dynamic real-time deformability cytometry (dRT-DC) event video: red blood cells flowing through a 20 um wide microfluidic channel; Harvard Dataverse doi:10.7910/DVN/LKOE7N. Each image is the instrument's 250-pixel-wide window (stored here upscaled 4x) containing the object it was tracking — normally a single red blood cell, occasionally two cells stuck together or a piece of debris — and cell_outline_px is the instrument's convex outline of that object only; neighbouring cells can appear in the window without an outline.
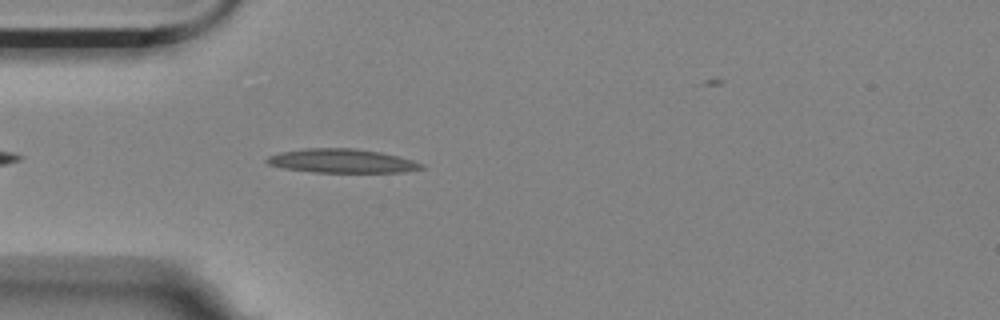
{"species": "Egyptian fruit bat (a non-hibernating species)", "species_latin": "Rousettus aegyptiacus", "temperature_condition": "room temperature", "stored_images_in_passage": 16, "camera_frame_rate_fps": 3000, "um_per_image_px": 0.085, "animal": {"sex": "female"}, "frame": {"image": 1, "passage_image": 2, "time_ms": 0.333, "image_size_px": [1000, 320], "cell_outline_px": [[424, 168], [404, 172], [312, 172], [284, 168], [268, 164], [264, 160], [268, 156], [280, 152], [304, 148], [352, 148], [380, 152], [412, 160], [424, 164]], "centroid_in_image_um": [29.03, 13.68], "position_along_channel_um": 56.0, "area_um2": 21.44}}
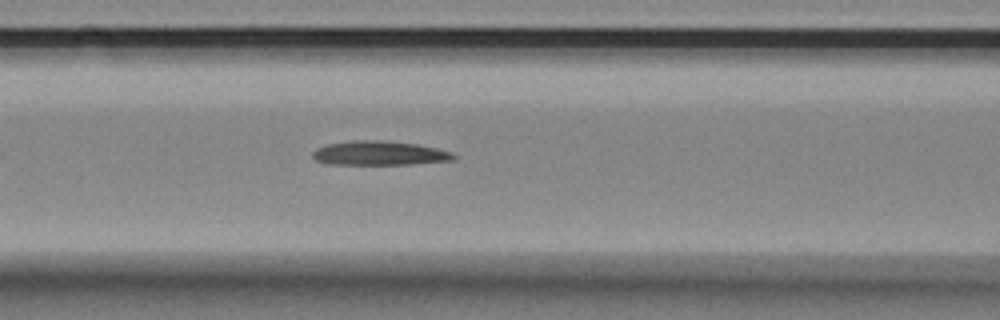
{"frame": {"image": 2, "passage_image": 9, "time_ms": 2.667, "image_size_px": [1000, 320], "cell_outline_px": [[456, 156], [452, 160], [408, 164], [328, 164], [316, 160], [312, 156], [312, 152], [316, 148], [328, 144], [352, 140], [384, 140], [416, 144], [436, 148], [452, 152]], "centroid_in_image_um": [32.21, 13.01], "position_along_channel_um": 134.4, "area_um2": 19.77}}
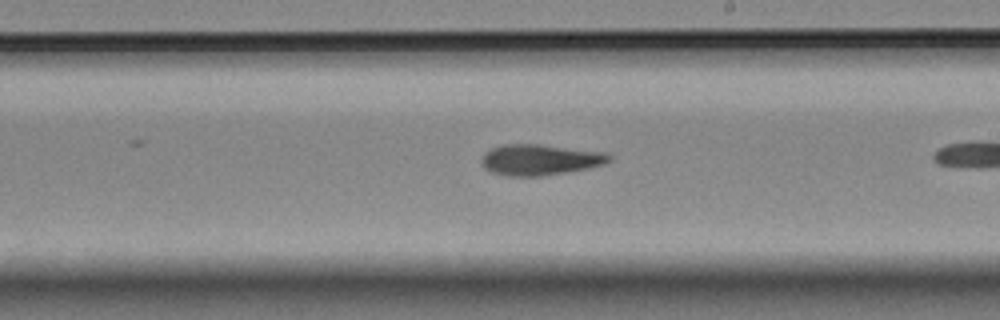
{"frame": {"image": 3, "passage_image": 15, "time_ms": 4.667, "image_size_px": [1000, 320], "cell_outline_px": [[612, 160], [604, 164], [588, 168], [540, 176], [512, 176], [492, 172], [484, 168], [480, 160], [484, 152], [492, 148], [504, 144], [540, 144], [604, 152], [612, 156]], "centroid_in_image_um": [45.89, 13.57], "position_along_channel_um": 243.1, "area_um2": 22.89}}